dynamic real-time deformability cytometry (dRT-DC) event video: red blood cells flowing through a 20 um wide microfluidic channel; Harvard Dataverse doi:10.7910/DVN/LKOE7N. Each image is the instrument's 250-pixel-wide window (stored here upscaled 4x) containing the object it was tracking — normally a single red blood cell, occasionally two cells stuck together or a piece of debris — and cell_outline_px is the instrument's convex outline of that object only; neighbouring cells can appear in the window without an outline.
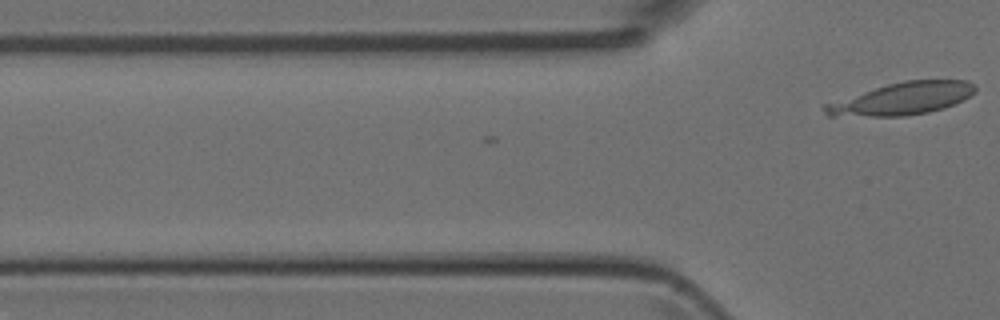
{"species": "Egyptian fruit bat (a non-hibernating species)", "species_latin": "Rousettus aegyptiacus", "temperature_condition": "room temperature", "stored_images_in_passage": 2, "camera_frame_rate_fps": 3000, "um_per_image_px": 0.085, "animal": {"sex": "female"}, "frame": {"image": 1, "passage_image": 2, "time_ms": 0.333, "image_size_px": [1000, 320], "cell_outline_px": [[976, 92], [964, 100], [944, 108], [928, 112], [904, 116], [828, 116], [824, 112], [820, 104], [888, 84], [904, 80], [968, 80], [976, 84]], "centroid_in_image_um": [76.67, 8.39], "position_along_channel_um": 49.1, "area_um2": 28.55}}